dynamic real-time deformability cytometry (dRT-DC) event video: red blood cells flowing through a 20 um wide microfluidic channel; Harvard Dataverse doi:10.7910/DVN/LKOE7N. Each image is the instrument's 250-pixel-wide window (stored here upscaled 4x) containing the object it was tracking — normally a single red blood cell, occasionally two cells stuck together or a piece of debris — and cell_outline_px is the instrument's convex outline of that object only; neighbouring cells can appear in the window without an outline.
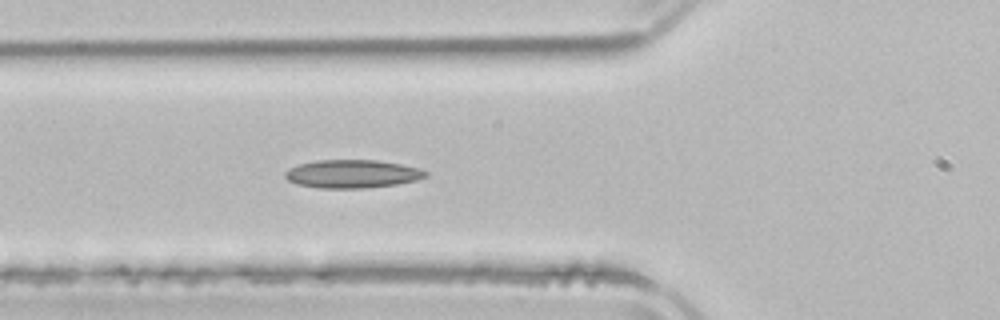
{"species": "common noctule bat (a hibernating species)", "species_latin": "Nyctalus noctula", "temperature_condition": "room temperature", "stored_images_in_passage": 4, "camera_frame_rate_fps": 3000, "um_per_image_px": 0.085, "animal": {"sex": "male", "body_mass_g": 21.5, "forearm_length_mm": 52.0}, "frame": {"image": 1, "passage_image": 4, "time_ms": 3.667, "image_size_px": [1000, 320], "cell_outline_px": [[428, 176], [416, 180], [396, 184], [364, 188], [316, 188], [296, 184], [288, 180], [284, 176], [284, 172], [288, 168], [300, 164], [316, 160], [376, 160], [400, 164], [420, 168], [428, 172]], "centroid_in_image_um": [29.92, 14.78], "position_along_channel_um": 95.9, "area_um2": 23.18}}